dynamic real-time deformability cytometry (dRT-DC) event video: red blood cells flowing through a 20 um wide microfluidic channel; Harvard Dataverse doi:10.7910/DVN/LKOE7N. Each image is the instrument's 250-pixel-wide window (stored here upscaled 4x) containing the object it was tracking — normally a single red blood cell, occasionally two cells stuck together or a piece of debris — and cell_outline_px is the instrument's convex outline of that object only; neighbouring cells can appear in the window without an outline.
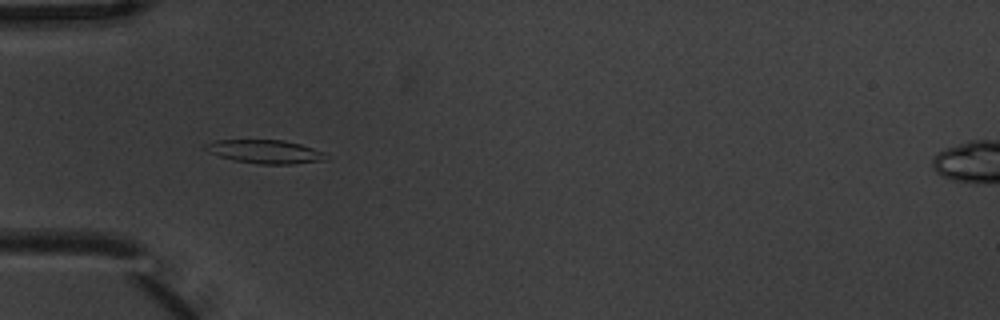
{"species": "common noctule bat (a hibernating species)", "species_latin": "Nyctalus noctula", "temperature_condition": "warm", "stored_images_in_passage": 8, "camera_frame_rate_fps": 3000, "um_per_image_px": 0.085, "animal": {"sex": "male", "body_mass_g": 20.1, "forearm_length_mm": 53.5}, "frame": {"image": 1, "passage_image": 7, "time_ms": 2.0, "image_size_px": [1000, 320], "cell_outline_px": [[328, 160], [292, 164], [260, 164], [236, 160], [220, 156], [208, 152], [204, 148], [204, 144], [216, 140], [284, 140], [300, 144], [324, 152]], "centroid_in_image_um": [22.54, 12.89], "position_along_channel_um": 62.5, "area_um2": 16.42}}